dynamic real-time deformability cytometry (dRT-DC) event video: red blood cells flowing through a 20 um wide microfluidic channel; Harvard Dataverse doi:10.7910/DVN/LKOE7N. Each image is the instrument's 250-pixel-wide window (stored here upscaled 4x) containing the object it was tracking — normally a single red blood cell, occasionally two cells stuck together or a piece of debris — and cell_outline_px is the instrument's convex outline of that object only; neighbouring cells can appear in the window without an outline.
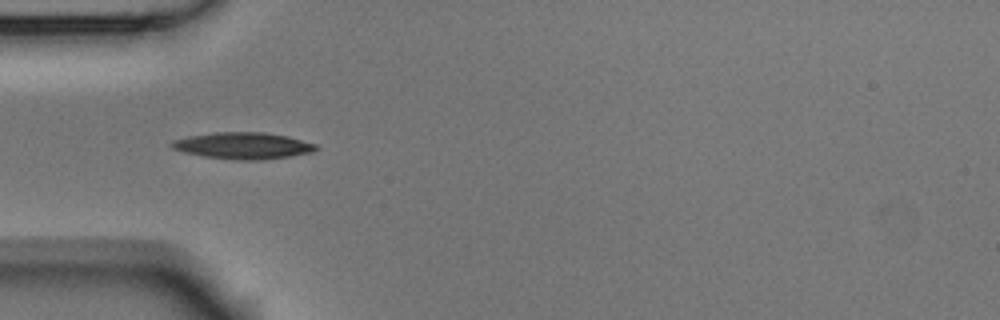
{"species": "Egyptian fruit bat (a non-hibernating species)", "species_latin": "Rousettus aegyptiacus", "temperature_condition": "room temperature", "stored_images_in_passage": 8, "camera_frame_rate_fps": 3000, "um_per_image_px": 0.085, "animal": {"sex": "male"}, "frame": {"image": 1, "passage_image": 4, "time_ms": 1.0, "image_size_px": [1000, 320], "cell_outline_px": [[320, 148], [312, 152], [288, 156], [256, 160], [240, 160], [204, 156], [184, 152], [172, 148], [168, 144], [172, 140], [188, 136], [212, 132], [264, 132], [288, 136], [316, 144]], "centroid_in_image_um": [20.64, 12.37], "position_along_channel_um": 64.4, "area_um2": 22.31}}
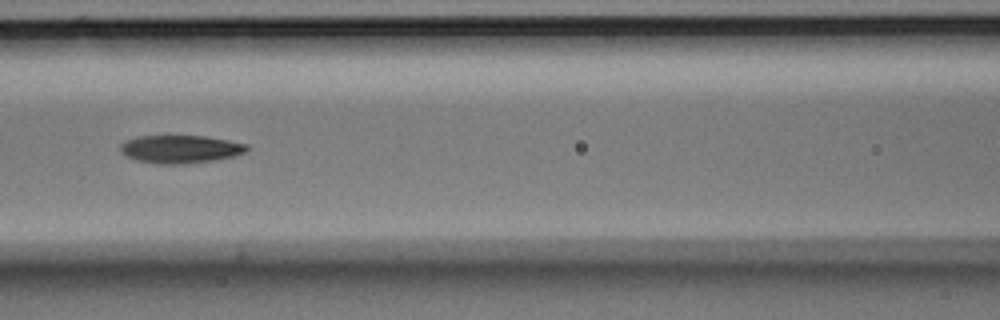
{"frame": {"image": 2, "passage_image": 6, "time_ms": 1.667, "image_size_px": [1000, 320], "cell_outline_px": [[248, 148], [244, 152], [232, 156], [212, 160], [184, 164], [156, 164], [136, 160], [120, 152], [120, 144], [124, 140], [136, 136], [204, 136], [228, 140], [248, 144]], "centroid_in_image_um": [15.27, 12.67], "position_along_channel_um": 151.3, "area_um2": 20.58}}
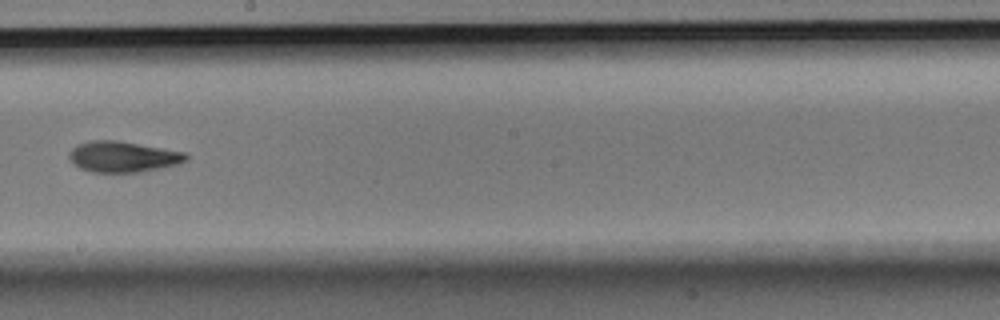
{"frame": {"image": 3, "passage_image": 8, "time_ms": 2.333, "image_size_px": [1000, 320], "cell_outline_px": [[188, 160], [176, 164], [140, 172], [92, 172], [80, 168], [68, 156], [72, 148], [80, 144], [92, 140], [116, 140], [188, 152]], "centroid_in_image_um": [10.49, 13.31], "position_along_channel_um": 237.7, "area_um2": 20.81}}